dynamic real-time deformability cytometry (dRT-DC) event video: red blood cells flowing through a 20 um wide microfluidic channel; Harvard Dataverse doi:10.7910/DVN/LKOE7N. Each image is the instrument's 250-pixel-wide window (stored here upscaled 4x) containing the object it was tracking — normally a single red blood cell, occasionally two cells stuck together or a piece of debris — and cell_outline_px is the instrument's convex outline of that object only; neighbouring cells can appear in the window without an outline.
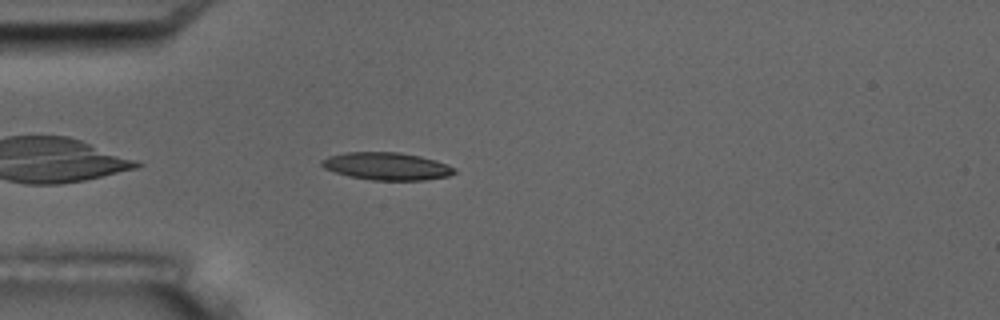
{"species": "common noctule bat (a hibernating species)", "species_latin": "Nyctalus noctula", "temperature_condition": "room temperature", "stored_images_in_passage": 1, "camera_frame_rate_fps": 3000, "um_per_image_px": 0.085, "animal": {"sex": "male", "body_mass_g": 17.5, "forearm_length_mm": 52.3}, "frame": {"image": 1, "passage_image": 1, "time_ms": 0.0, "image_size_px": [1000, 320], "cell_outline_px": [[456, 172], [448, 176], [424, 180], [372, 180], [348, 176], [324, 168], [320, 164], [320, 160], [328, 156], [348, 152], [400, 152], [420, 156], [436, 160], [456, 168]], "centroid_in_image_um": [32.87, 14.12], "position_along_channel_um": 52.1, "area_um2": 21.33}}